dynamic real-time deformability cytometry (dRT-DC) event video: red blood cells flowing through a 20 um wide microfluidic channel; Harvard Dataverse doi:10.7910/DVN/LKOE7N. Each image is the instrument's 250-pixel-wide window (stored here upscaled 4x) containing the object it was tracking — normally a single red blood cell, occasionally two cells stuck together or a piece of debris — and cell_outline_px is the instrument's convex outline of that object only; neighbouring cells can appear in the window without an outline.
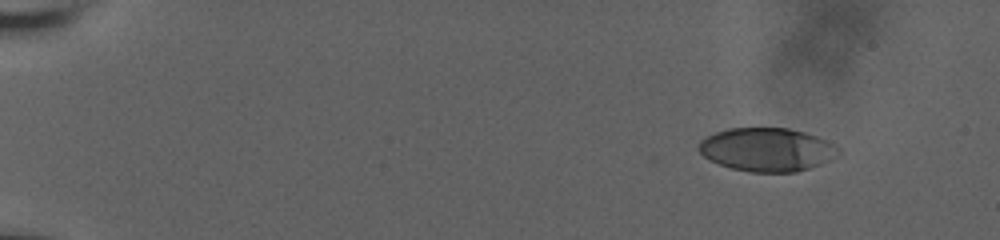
{"species": "human", "species_latin": "Homo sapiens", "temperature_condition": "room temperature", "stored_images_in_passage": 53, "camera_frame_rate_fps": 3000, "um_per_image_px": 0.085, "donor": {"sex": "male"}, "frame": {"image": 1, "passage_image": 1, "time_ms": 0.0, "image_size_px": [1000, 240], "cell_outline_px": [[844, 152], [820, 164], [796, 172], [752, 172], [732, 168], [720, 164], [704, 156], [696, 148], [696, 144], [704, 136], [728, 128], [788, 128], [804, 132], [828, 140], [840, 148]], "centroid_in_image_um": [65.19, 12.7], "position_along_channel_um": 19.8, "area_um2": 35.55}}
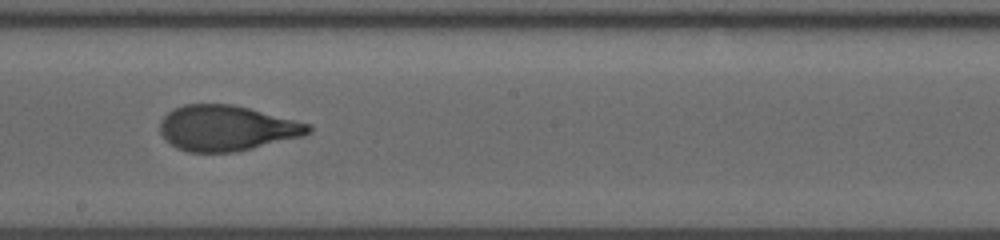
{"frame": {"image": 2, "passage_image": 30, "time_ms": 9.667, "image_size_px": [1000, 240], "cell_outline_px": [[312, 128], [304, 136], [236, 152], [188, 152], [176, 148], [160, 132], [160, 120], [168, 112], [184, 104], [232, 104], [312, 124]], "centroid_in_image_um": [19.28, 10.89], "position_along_channel_um": 228.9, "area_um2": 39.13}}
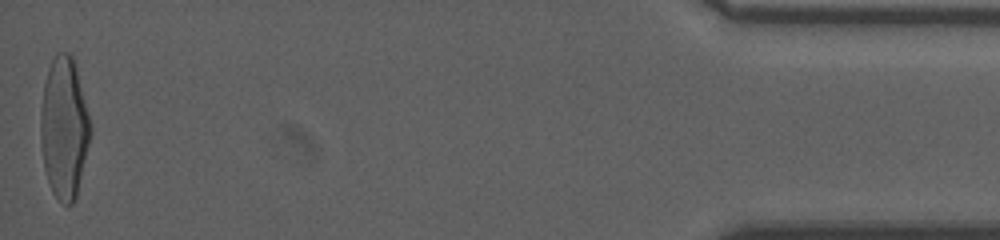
{"frame": {"image": 3, "passage_image": 53, "time_ms": 17.333, "image_size_px": [1000, 240], "cell_outline_px": [[92, 132], [76, 196], [72, 204], [64, 204], [52, 192], [44, 168], [40, 136], [40, 112], [44, 84], [48, 68], [56, 52], [68, 52], [72, 56], [76, 64], [92, 124]], "centroid_in_image_um": [5.46, 10.82], "position_along_channel_um": 429.7, "area_um2": 41.33}, "authors_computed_cell_mechanics": {"area_um2": 39.015, "velocity_mm_per_s": 3.6924, "shape_relaxation_time_tau1_ms": 4.8664, "shape_relaxation_time_tau2_ms": 0.8336, "deformation_change_tau1": 0.2049, "deformation_change_tau2": 0.0734}}